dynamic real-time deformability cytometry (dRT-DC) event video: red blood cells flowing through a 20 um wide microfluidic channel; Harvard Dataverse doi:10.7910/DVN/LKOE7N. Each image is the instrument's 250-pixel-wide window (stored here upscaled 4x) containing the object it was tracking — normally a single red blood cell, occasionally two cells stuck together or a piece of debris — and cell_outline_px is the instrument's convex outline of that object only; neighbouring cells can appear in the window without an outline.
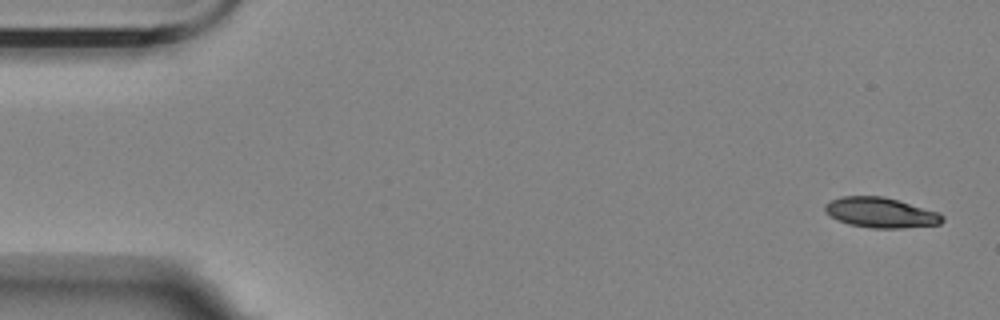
{"species": "Egyptian fruit bat (a non-hibernating species)", "species_latin": "Rousettus aegyptiacus", "temperature_condition": "room temperature", "stored_images_in_passage": 5, "camera_frame_rate_fps": 3000, "um_per_image_px": 0.085, "animal": {"sex": "female"}, "frame": {"image": 1, "passage_image": 1, "time_ms": 0.0, "image_size_px": [1000, 320], "cell_outline_px": [[944, 220], [940, 224], [900, 228], [872, 228], [848, 224], [836, 220], [824, 212], [824, 204], [832, 200], [844, 196], [884, 196], [940, 212], [944, 216]], "centroid_in_image_um": [74.86, 18.07], "position_along_channel_um": 10.1, "area_um2": 20.81}}